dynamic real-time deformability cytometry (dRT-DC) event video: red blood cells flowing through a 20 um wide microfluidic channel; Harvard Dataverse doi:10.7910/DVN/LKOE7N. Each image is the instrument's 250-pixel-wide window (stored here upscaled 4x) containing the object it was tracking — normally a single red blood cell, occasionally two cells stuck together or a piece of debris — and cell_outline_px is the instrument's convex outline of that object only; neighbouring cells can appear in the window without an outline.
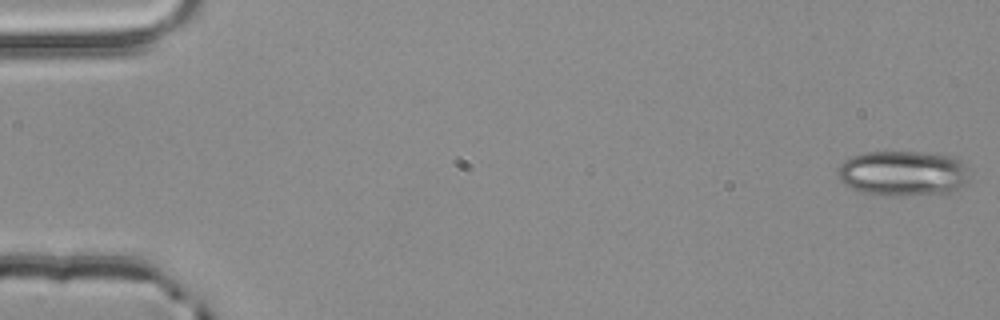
{"species": "common noctule bat (a hibernating species)", "species_latin": "Nyctalus noctula", "temperature_condition": "room temperature", "stored_images_in_passage": 52, "camera_frame_rate_fps": 3000, "um_per_image_px": 0.085, "animal": {"sex": "male", "body_mass_g": 20.4}, "frame": {"image": 1, "passage_image": 1, "time_ms": 0.0, "image_size_px": [1000, 320], "cell_outline_px": [[968, 184], [952, 192], [904, 196], [896, 196], [860, 192], [844, 184], [840, 180], [836, 172], [840, 164], [844, 160], [852, 156], [868, 152], [920, 152], [952, 156], [960, 160], [964, 168], [968, 180]], "centroid_in_image_um": [76.73, 14.74], "position_along_channel_um": 8.3, "area_um2": 34.8}}
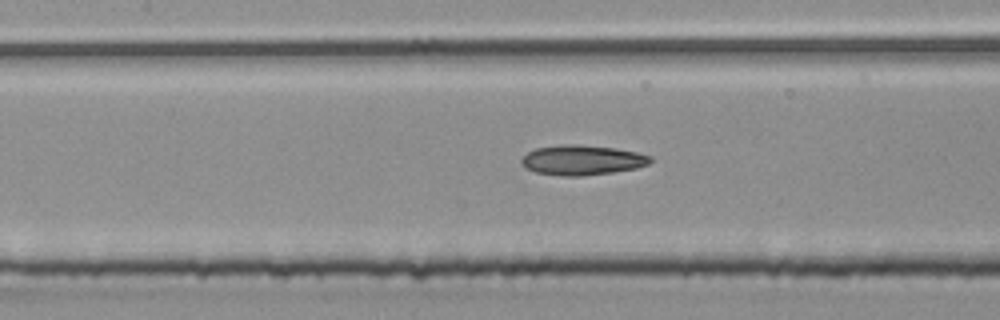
{"frame": {"image": 2, "passage_image": 25, "time_ms": 8.0, "image_size_px": [1000, 320], "cell_outline_px": [[652, 160], [648, 164], [636, 168], [612, 172], [584, 176], [564, 176], [536, 172], [524, 168], [520, 160], [528, 152], [536, 148], [568, 144], [576, 144], [616, 148], [636, 152], [652, 156]], "centroid_in_image_um": [49.48, 13.61], "position_along_channel_um": 157.9, "area_um2": 22.43}}
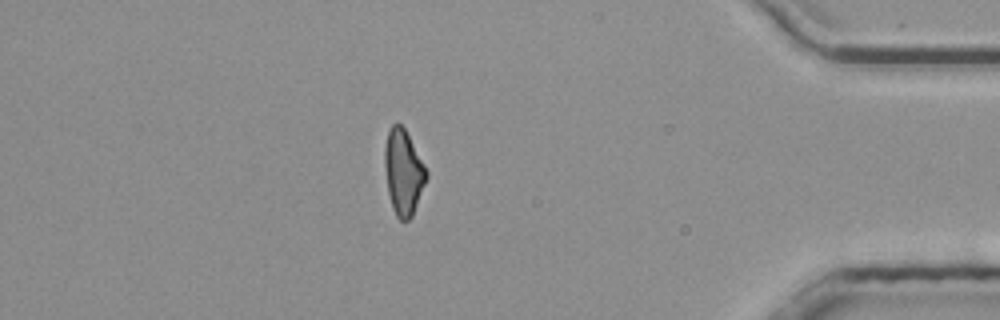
{"frame": {"image": 3, "passage_image": 47, "time_ms": 15.333, "image_size_px": [1000, 320], "cell_outline_px": [[428, 176], [412, 216], [408, 220], [400, 220], [396, 216], [392, 208], [388, 192], [384, 164], [384, 148], [388, 128], [396, 120], [404, 128], [428, 172]], "centroid_in_image_um": [34.26, 14.61], "position_along_channel_um": 400.9, "area_um2": 20.69}}